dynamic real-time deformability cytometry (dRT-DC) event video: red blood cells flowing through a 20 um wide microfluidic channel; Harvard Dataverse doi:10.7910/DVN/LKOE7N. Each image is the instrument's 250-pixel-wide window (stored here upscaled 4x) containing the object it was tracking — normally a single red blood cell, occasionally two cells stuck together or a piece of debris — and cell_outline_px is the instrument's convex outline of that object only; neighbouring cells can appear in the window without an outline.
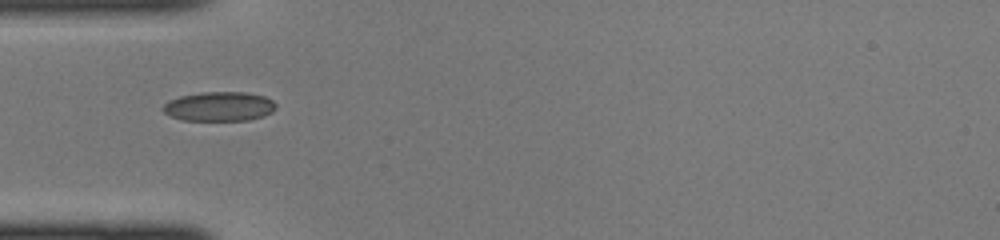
{"species": "common noctule bat (a hibernating species)", "species_latin": "Nyctalus noctula", "temperature_condition": "cold", "stored_images_in_passage": 31, "camera_frame_rate_fps": 3000, "um_per_image_px": 0.085, "animal": {"sex": "female", "body_mass_g": 22.0, "forearm_length_mm": 56.7}, "frame": {"image": 1, "passage_image": 1, "time_ms": 0.0, "image_size_px": [1000, 240], "cell_outline_px": [[276, 108], [272, 112], [264, 116], [248, 120], [180, 120], [164, 112], [160, 108], [168, 100], [180, 96], [200, 92], [244, 92], [264, 96], [272, 100], [276, 104]], "centroid_in_image_um": [18.62, 9.04], "position_along_channel_um": 66.4, "area_um2": 19.42}}
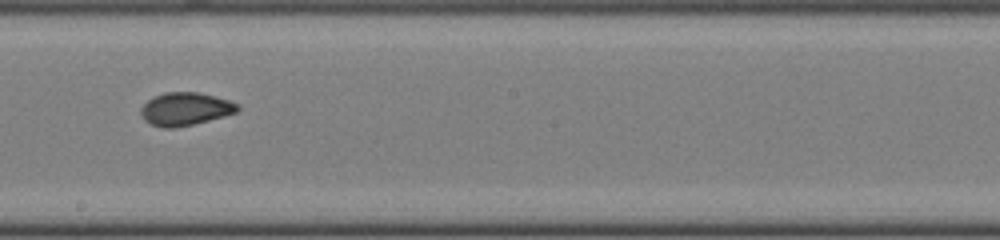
{"frame": {"image": 2, "passage_image": 12, "time_ms": 3.667, "image_size_px": [1000, 240], "cell_outline_px": [[240, 108], [236, 112], [224, 116], [176, 128], [160, 128], [144, 120], [140, 112], [140, 108], [148, 100], [164, 92], [200, 92], [228, 100], [240, 104]], "centroid_in_image_um": [15.75, 9.26], "position_along_channel_um": 232.5, "area_um2": 18.55}}
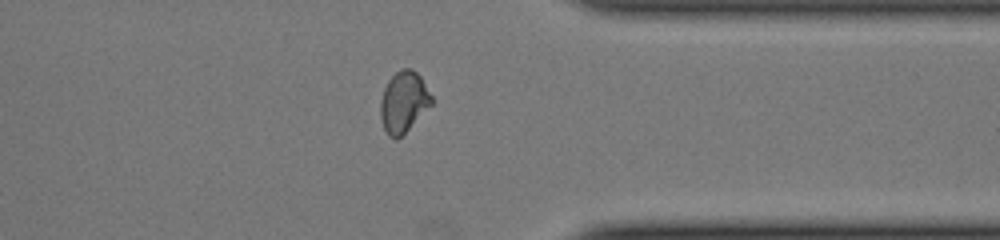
{"frame": {"image": 3, "passage_image": 22, "time_ms": 7.0, "image_size_px": [1000, 240], "cell_outline_px": [[432, 104], [396, 140], [388, 136], [384, 128], [380, 116], [380, 100], [384, 88], [388, 80], [400, 68], [412, 68], [420, 76], [432, 96]], "centroid_in_image_um": [34.29, 8.64], "position_along_channel_um": 377.1, "area_um2": 17.98}}